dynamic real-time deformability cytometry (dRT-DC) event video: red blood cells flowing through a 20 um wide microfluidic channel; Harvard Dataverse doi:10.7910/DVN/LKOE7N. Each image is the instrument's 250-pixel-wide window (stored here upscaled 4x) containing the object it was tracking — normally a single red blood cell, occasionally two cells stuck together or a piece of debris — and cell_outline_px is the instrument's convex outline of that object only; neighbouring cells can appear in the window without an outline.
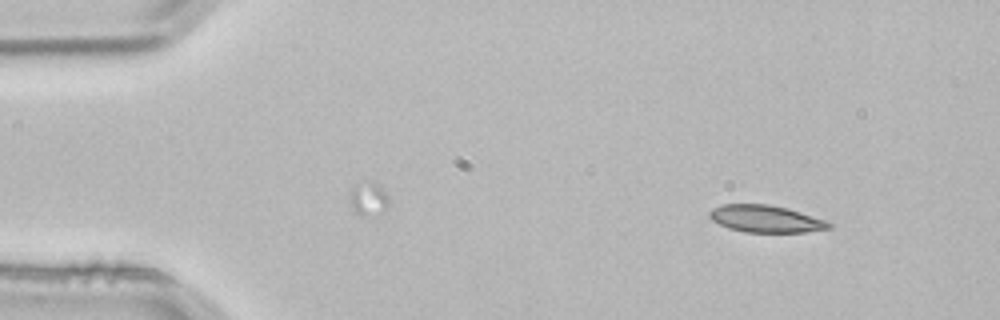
{"species": "common noctule bat (a hibernating species)", "species_latin": "Nyctalus noctula", "temperature_condition": "room temperature", "stored_images_in_passage": 2, "camera_frame_rate_fps": 3000, "um_per_image_px": 0.085, "animal": {"sex": "male", "body_mass_g": 21.5, "forearm_length_mm": 52.0}, "frame": {"image": 1, "passage_image": 1, "time_ms": 0.0, "image_size_px": [1000, 320], "cell_outline_px": [[832, 228], [804, 232], [744, 232], [728, 228], [712, 220], [708, 216], [708, 212], [712, 208], [720, 204], [768, 204], [788, 208], [824, 220], [832, 224]], "centroid_in_image_um": [65.04, 18.59], "position_along_channel_um": 20.0, "area_um2": 18.9}}
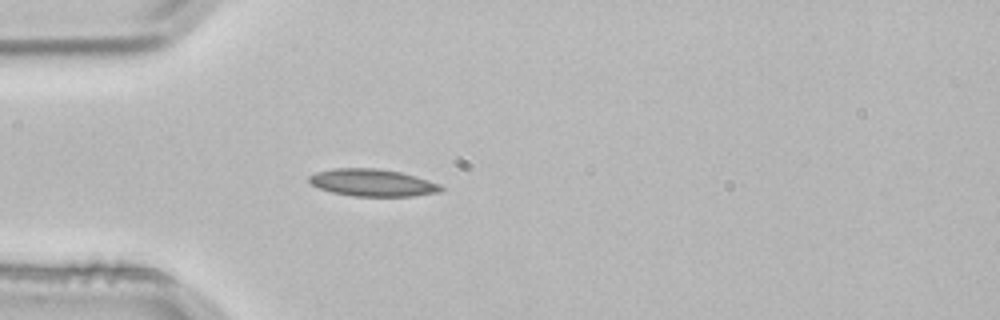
{"frame": {"image": 2, "passage_image": 2, "time_ms": 0.333, "image_size_px": [1000, 320], "cell_outline_px": [[444, 188], [440, 192], [412, 196], [356, 196], [332, 192], [320, 188], [312, 184], [308, 180], [308, 176], [316, 172], [332, 168], [372, 168], [400, 172], [416, 176], [440, 184]], "centroid_in_image_um": [31.66, 15.52], "position_along_channel_um": 53.3, "area_um2": 20.81}}